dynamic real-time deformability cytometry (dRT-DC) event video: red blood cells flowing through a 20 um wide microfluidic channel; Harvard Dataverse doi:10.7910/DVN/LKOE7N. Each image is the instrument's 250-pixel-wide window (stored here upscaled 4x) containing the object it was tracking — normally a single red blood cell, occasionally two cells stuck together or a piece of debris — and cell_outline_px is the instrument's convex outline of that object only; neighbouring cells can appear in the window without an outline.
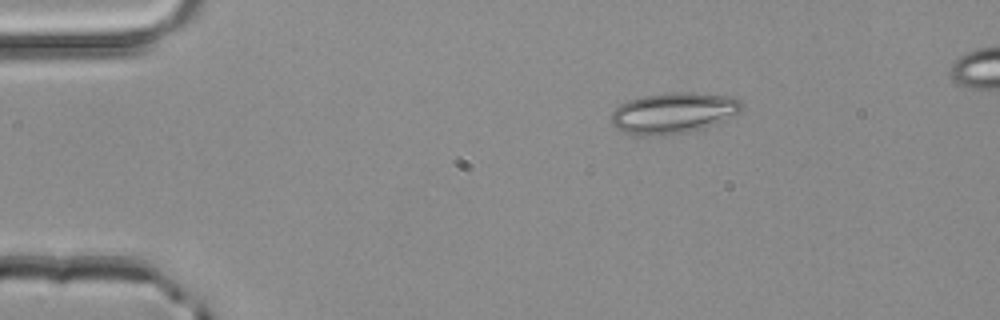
{"species": "common noctule bat (a hibernating species)", "species_latin": "Nyctalus noctula", "temperature_condition": "room temperature", "stored_images_in_passage": 4, "camera_frame_rate_fps": 3000, "um_per_image_px": 0.085, "animal": {"sex": "male", "body_mass_g": 20.4}, "frame": {"image": 1, "passage_image": 4, "time_ms": 1.0, "image_size_px": [1000, 320], "cell_outline_px": [[740, 112], [724, 120], [704, 128], [688, 132], [664, 136], [644, 136], [624, 132], [616, 128], [612, 124], [612, 112], [620, 104], [628, 100], [644, 96], [668, 92], [692, 92], [732, 96], [740, 100]], "centroid_in_image_um": [57.22, 9.61], "position_along_channel_um": 27.8, "area_um2": 31.21}}